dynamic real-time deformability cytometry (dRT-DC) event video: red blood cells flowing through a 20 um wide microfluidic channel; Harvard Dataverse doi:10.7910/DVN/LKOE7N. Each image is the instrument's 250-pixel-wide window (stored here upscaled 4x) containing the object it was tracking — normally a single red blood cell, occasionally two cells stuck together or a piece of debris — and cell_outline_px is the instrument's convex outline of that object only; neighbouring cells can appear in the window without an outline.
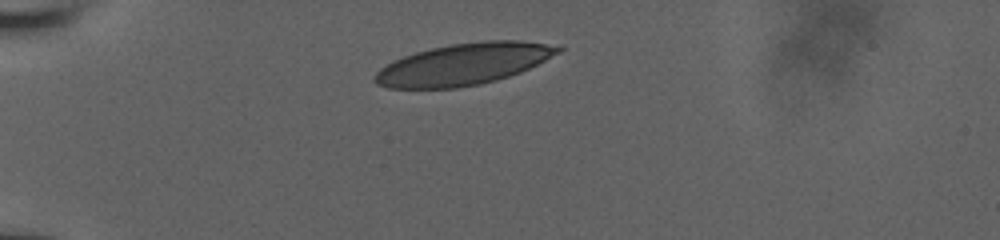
{"species": "human", "species_latin": "Homo sapiens", "temperature_condition": "room temperature", "stored_images_in_passage": 6, "camera_frame_rate_fps": 3000, "um_per_image_px": 0.085, "donor": {"sex": "male"}, "frame": {"image": 1, "passage_image": 1, "time_ms": 0.0, "image_size_px": [1000, 240], "cell_outline_px": [[564, 48], [560, 52], [520, 72], [496, 80], [480, 84], [456, 88], [388, 88], [376, 84], [372, 80], [376, 72], [380, 68], [404, 56], [416, 52], [432, 48], [452, 44], [484, 40], [520, 40], [564, 44]], "centroid_in_image_um": [39.46, 5.44], "position_along_channel_um": 45.5, "area_um2": 44.45}}
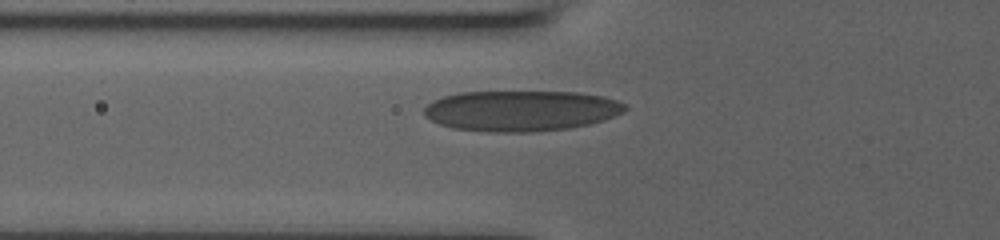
{"frame": {"image": 2, "passage_image": 5, "time_ms": 2.0, "image_size_px": [1000, 240], "cell_outline_px": [[628, 108], [624, 112], [604, 120], [588, 124], [568, 128], [528, 132], [492, 132], [452, 128], [440, 124], [424, 116], [424, 108], [432, 100], [444, 96], [460, 92], [576, 92], [604, 96], [616, 100], [624, 104]], "centroid_in_image_um": [44.28, 9.41], "position_along_channel_um": 81.5, "area_um2": 47.57}}